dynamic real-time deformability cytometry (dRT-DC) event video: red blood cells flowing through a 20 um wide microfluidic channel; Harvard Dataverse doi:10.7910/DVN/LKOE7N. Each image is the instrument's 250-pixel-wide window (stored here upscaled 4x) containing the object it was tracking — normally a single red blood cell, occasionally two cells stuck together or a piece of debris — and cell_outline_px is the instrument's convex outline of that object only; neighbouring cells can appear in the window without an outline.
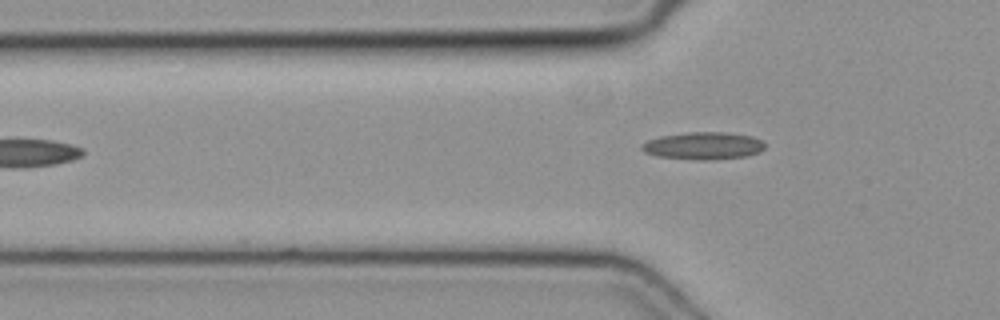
{"species": "common noctule bat (a hibernating species)", "species_latin": "Nyctalus noctula", "temperature_condition": "cold", "stored_images_in_passage": 6, "camera_frame_rate_fps": 3000, "um_per_image_px": 0.085, "animal": {"sex": "female", "body_mass_g": 19.3, "forearm_length_mm": 54.1}, "frame": {"image": 1, "passage_image": 6, "time_ms": 1.667, "image_size_px": [1000, 320], "cell_outline_px": [[764, 148], [760, 152], [748, 156], [716, 160], [696, 160], [656, 156], [644, 152], [640, 148], [640, 144], [648, 140], [660, 136], [688, 132], [724, 132], [752, 136], [760, 140], [764, 144]], "centroid_in_image_um": [59.76, 12.4], "position_along_channel_um": 66.0, "area_um2": 19.88}}